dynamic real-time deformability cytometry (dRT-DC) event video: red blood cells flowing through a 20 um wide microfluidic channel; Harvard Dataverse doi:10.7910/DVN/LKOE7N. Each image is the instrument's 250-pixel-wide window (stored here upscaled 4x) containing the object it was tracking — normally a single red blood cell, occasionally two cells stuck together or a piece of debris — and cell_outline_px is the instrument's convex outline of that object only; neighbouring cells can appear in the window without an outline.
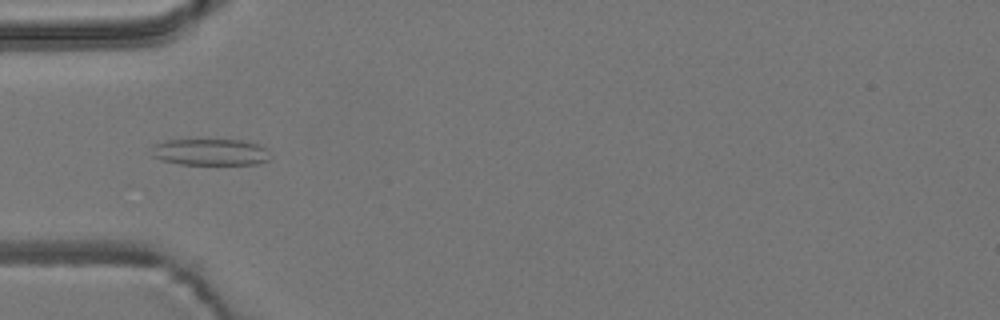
{"species": "common noctule bat (a hibernating species)", "species_latin": "Nyctalus noctula", "temperature_condition": "room temperature", "stored_images_in_passage": 5, "camera_frame_rate_fps": 3000, "um_per_image_px": 0.085, "animal": {"sex": "male", "body_mass_g": 19.2, "forearm_length_mm": 51.8}, "frame": {"image": 1, "passage_image": 3, "time_ms": 0.667, "image_size_px": [1000, 320], "cell_outline_px": [[268, 160], [256, 164], [180, 164], [160, 160], [152, 156], [156, 144], [168, 140], [244, 140], [260, 144], [268, 148]], "centroid_in_image_um": [17.93, 12.93], "position_along_channel_um": 67.1, "area_um2": 18.26}}